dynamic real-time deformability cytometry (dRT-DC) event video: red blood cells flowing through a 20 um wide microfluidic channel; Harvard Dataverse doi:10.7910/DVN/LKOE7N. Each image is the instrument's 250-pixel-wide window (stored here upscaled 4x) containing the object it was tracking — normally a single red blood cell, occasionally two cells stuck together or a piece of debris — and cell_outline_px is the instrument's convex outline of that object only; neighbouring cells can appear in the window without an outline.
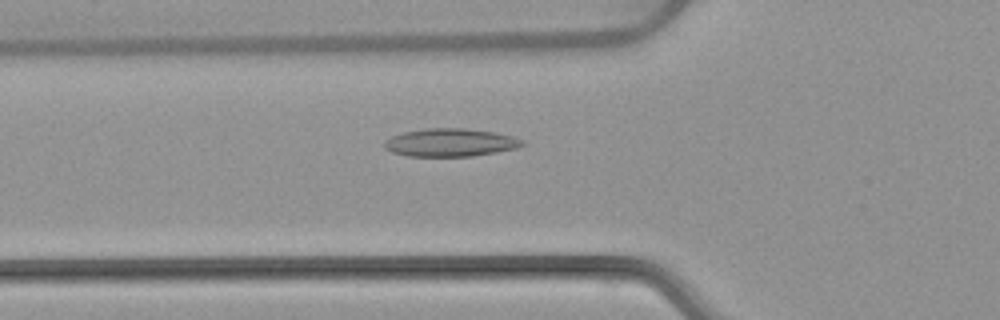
{"species": "common noctule bat (a hibernating species)", "species_latin": "Nyctalus noctula", "temperature_condition": "warm", "stored_images_in_passage": 53, "camera_frame_rate_fps": 3000, "um_per_image_px": 0.085, "animal": {"sex": "female", "body_mass_g": 22.7, "forearm_length_mm": 54.2}, "frame": {"image": 1, "passage_image": 19, "time_ms": 6.0, "image_size_px": [1000, 320], "cell_outline_px": [[524, 144], [516, 148], [496, 152], [472, 156], [408, 156], [392, 152], [384, 148], [384, 140], [392, 136], [404, 132], [424, 128], [464, 128], [496, 132], [512, 136], [524, 140]], "centroid_in_image_um": [38.27, 12.11], "position_along_channel_um": 87.5, "area_um2": 22.54}}
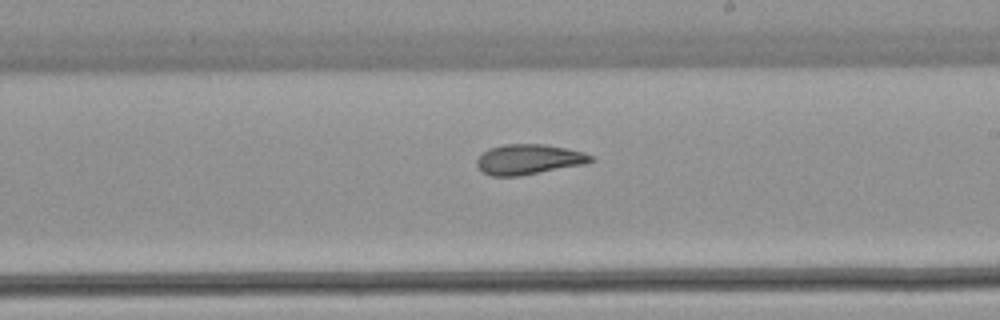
{"frame": {"image": 2, "passage_image": 31, "time_ms": 10.0, "image_size_px": [1000, 320], "cell_outline_px": [[596, 160], [584, 164], [520, 176], [492, 176], [484, 172], [476, 164], [476, 160], [488, 148], [504, 144], [544, 144], [584, 152], [592, 156]], "centroid_in_image_um": [44.95, 13.54], "position_along_channel_um": 244.1, "area_um2": 19.94}}
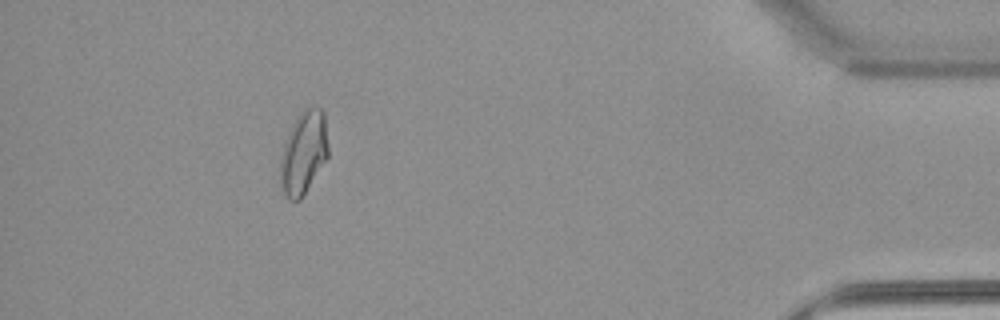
{"frame": {"image": 3, "passage_image": 48, "time_ms": 15.667, "image_size_px": [1000, 320], "cell_outline_px": [[328, 156], [300, 200], [292, 200], [284, 192], [280, 184], [280, 156], [288, 132], [292, 124], [300, 112], [308, 108], [320, 108], [324, 112], [328, 148]], "centroid_in_image_um": [25.79, 12.96], "position_along_channel_um": 409.4, "area_um2": 22.83}, "authors_computed_cell_mechanics": {"area_um2": 21.7906, "velocity_mm_per_s": 3.9094, "shape_relaxation_time_tau1_ms": null, "shape_relaxation_time_tau2_ms": 2.7967, "deformation_change_tau1": null, "deformation_change_tau2": 0.1032}}